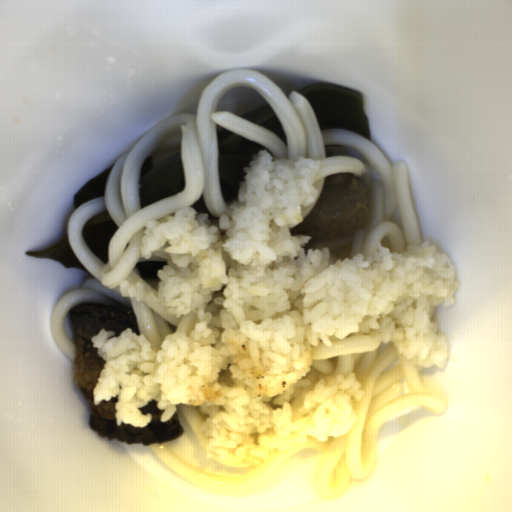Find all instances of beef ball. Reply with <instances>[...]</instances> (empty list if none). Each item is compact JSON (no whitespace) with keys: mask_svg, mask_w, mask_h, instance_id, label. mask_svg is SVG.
I'll return each instance as SVG.
<instances>
[{"mask_svg":"<svg viewBox=\"0 0 512 512\" xmlns=\"http://www.w3.org/2000/svg\"><path fill=\"white\" fill-rule=\"evenodd\" d=\"M369 222L370 192L365 181L358 174L335 173L324 178L315 204L290 234L310 236V241L330 239L355 233Z\"/></svg>","mask_w":512,"mask_h":512,"instance_id":"1","label":"beef ball"}]
</instances>
